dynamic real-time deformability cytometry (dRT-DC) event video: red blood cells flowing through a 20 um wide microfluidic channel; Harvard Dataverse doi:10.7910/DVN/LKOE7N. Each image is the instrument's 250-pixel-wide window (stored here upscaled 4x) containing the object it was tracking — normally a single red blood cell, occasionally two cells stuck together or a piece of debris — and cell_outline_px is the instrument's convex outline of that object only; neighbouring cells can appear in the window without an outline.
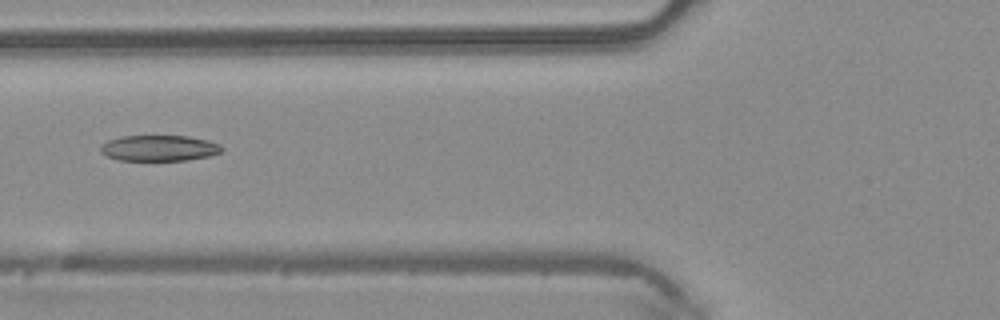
{"species": "common noctule bat (a hibernating species)", "species_latin": "Nyctalus noctula", "temperature_condition": "warm", "stored_images_in_passage": 5, "camera_frame_rate_fps": 3000, "um_per_image_px": 0.085, "animal": {"sex": "male", "body_mass_g": 20.4}, "frame": {"image": 1, "passage_image": 5, "time_ms": 1.333, "image_size_px": [1000, 320], "cell_outline_px": [[224, 148], [220, 152], [208, 156], [188, 160], [120, 160], [104, 156], [100, 152], [100, 144], [108, 140], [124, 136], [188, 136], [208, 140], [220, 144]], "centroid_in_image_um": [13.5, 12.59], "position_along_channel_um": 112.3, "area_um2": 18.32}}